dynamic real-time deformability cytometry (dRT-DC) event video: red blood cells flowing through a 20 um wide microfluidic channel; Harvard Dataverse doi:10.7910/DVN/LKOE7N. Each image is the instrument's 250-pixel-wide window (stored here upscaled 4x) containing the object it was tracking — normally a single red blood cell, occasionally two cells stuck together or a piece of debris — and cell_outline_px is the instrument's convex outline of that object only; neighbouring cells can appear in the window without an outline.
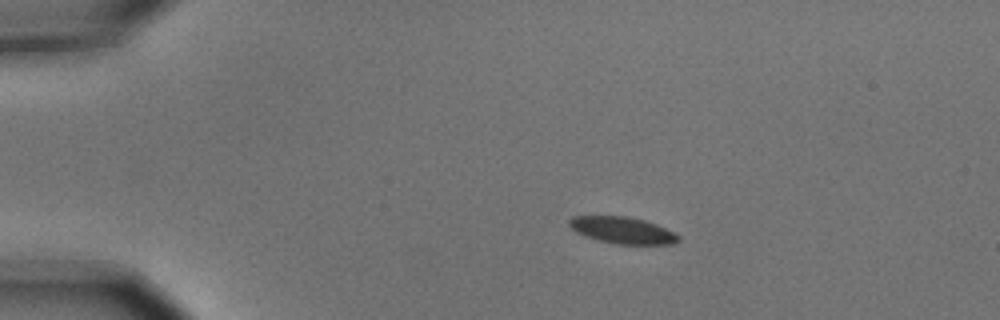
{"species": "common noctule bat (a hibernating species)", "species_latin": "Nyctalus noctula", "temperature_condition": "cold", "stored_images_in_passage": 4, "camera_frame_rate_fps": 3000, "um_per_image_px": 0.085, "animal": {"sex": "male", "body_mass_g": 15.6}, "frame": {"image": 1, "passage_image": 3, "time_ms": 0.667, "image_size_px": [1000, 320], "cell_outline_px": [[680, 240], [672, 244], [616, 244], [584, 236], [576, 232], [568, 224], [568, 220], [572, 216], [628, 216], [644, 220], [656, 224], [680, 236]], "centroid_in_image_um": [52.89, 19.56], "position_along_channel_um": 32.1, "area_um2": 16.88}}